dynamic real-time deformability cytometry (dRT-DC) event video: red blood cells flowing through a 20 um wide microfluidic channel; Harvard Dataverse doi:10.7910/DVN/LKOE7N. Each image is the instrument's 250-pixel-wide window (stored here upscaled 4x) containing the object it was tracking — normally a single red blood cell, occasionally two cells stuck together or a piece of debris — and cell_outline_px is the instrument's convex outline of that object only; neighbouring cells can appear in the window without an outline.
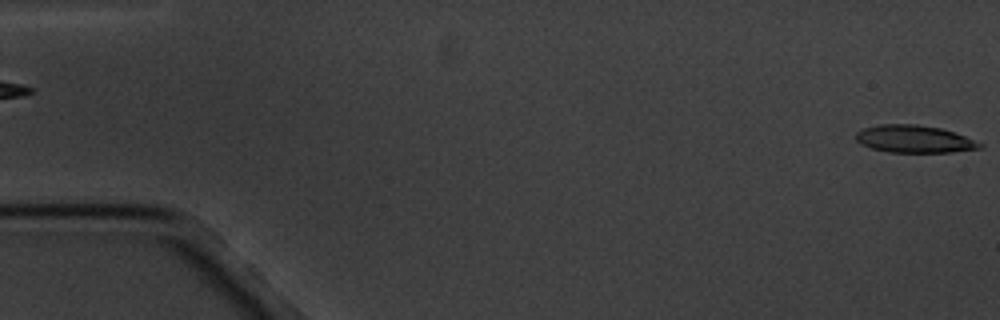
{"species": "common noctule bat (a hibernating species)", "species_latin": "Nyctalus noctula", "temperature_condition": "cold", "stored_images_in_passage": 4, "camera_frame_rate_fps": 3000, "um_per_image_px": 0.085, "animal": {"sex": "male", "body_mass_g": 20.1, "forearm_length_mm": 53.5}, "frame": {"image": 1, "passage_image": 4, "time_ms": 4.333, "image_size_px": [1000, 320], "cell_outline_px": [[984, 148], [952, 152], [888, 152], [872, 148], [860, 144], [856, 140], [856, 132], [864, 128], [880, 124], [916, 124], [940, 128], [964, 136], [984, 144]], "centroid_in_image_um": [77.71, 11.82], "position_along_channel_um": 7.3, "area_um2": 19.77}}